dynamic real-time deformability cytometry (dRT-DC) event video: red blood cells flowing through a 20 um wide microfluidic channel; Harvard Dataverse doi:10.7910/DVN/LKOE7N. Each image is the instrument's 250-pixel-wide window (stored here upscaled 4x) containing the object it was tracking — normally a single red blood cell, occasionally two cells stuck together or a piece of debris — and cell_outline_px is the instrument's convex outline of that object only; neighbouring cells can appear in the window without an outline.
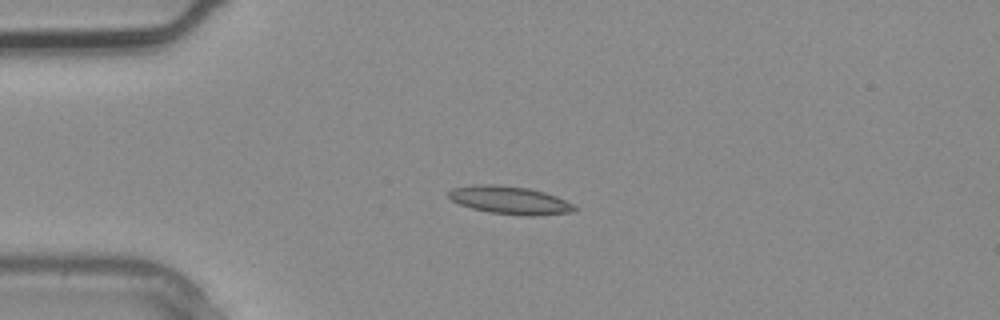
{"species": "common noctule bat (a hibernating species)", "species_latin": "Nyctalus noctula", "temperature_condition": "warm", "stored_images_in_passage": 1, "camera_frame_rate_fps": 3000, "um_per_image_px": 0.085, "animal": {"sex": "male", "body_mass_g": 20.4}, "frame": {"image": 1, "passage_image": 1, "time_ms": 0.0, "image_size_px": [1000, 320], "cell_outline_px": [[580, 208], [576, 212], [536, 216], [524, 216], [488, 212], [472, 208], [460, 204], [452, 200], [448, 196], [448, 192], [452, 188], [472, 184], [496, 184], [528, 188], [544, 192], [556, 196]], "centroid_in_image_um": [43.36, 17.02], "position_along_channel_um": 41.6, "area_um2": 20.75}}